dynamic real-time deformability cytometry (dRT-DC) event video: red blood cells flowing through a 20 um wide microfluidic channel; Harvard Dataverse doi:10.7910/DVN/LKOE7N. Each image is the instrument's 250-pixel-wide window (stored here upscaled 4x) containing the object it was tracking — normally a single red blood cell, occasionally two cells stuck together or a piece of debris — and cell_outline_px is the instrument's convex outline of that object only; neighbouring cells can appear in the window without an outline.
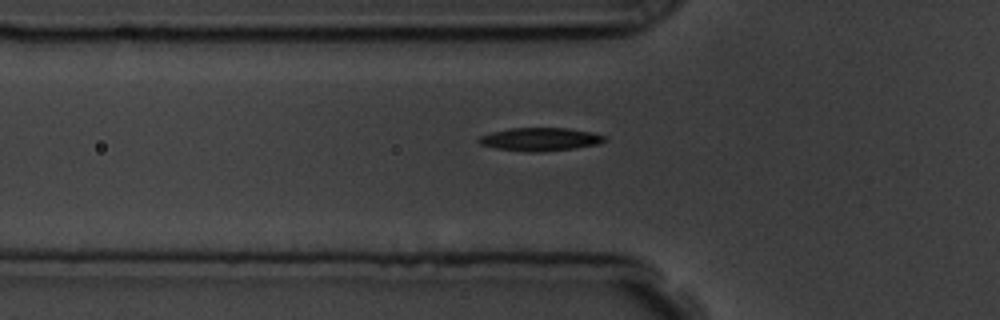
{"species": "common noctule bat (a hibernating species)", "species_latin": "Nyctalus noctula", "temperature_condition": "room temperature", "stored_images_in_passage": 40, "camera_frame_rate_fps": 3000, "um_per_image_px": 0.085, "animal": {"sex": "male", "body_mass_g": 19.5, "forearm_length_mm": 54.6}, "frame": {"image": 1, "passage_image": 3, "time_ms": 0.667, "image_size_px": [1000, 320], "cell_outline_px": [[608, 136], [600, 144], [576, 148], [540, 152], [532, 152], [496, 148], [480, 144], [476, 140], [480, 136], [492, 132], [512, 128], [568, 128], [592, 132]], "centroid_in_image_um": [45.95, 11.84], "position_along_channel_um": 79.9, "area_um2": 16.99}}
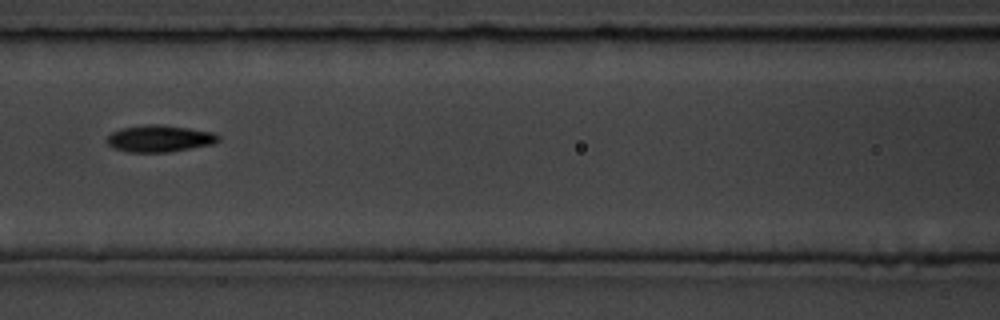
{"frame": {"image": 2, "passage_image": 9, "time_ms": 2.667, "image_size_px": [1000, 320], "cell_outline_px": [[220, 140], [212, 144], [168, 152], [128, 152], [112, 148], [104, 140], [112, 132], [120, 128], [144, 124], [160, 124], [216, 132], [220, 136]], "centroid_in_image_um": [13.54, 11.77], "position_along_channel_um": 153.1, "area_um2": 17.63}}
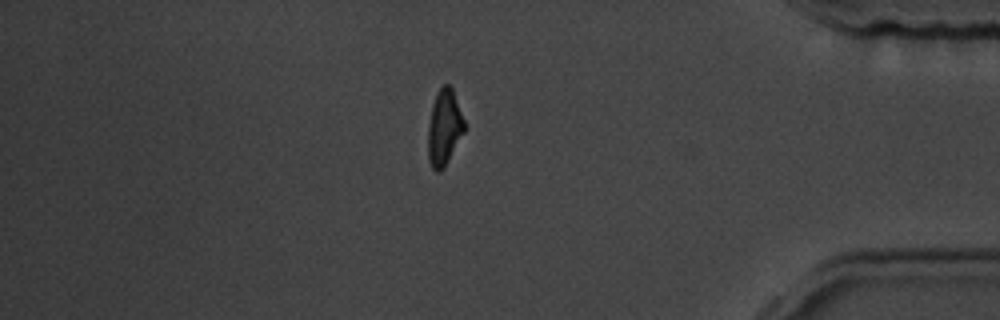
{"frame": {"image": 3, "passage_image": 32, "time_ms": 10.333, "image_size_px": [1000, 320], "cell_outline_px": [[464, 132], [444, 168], [440, 172], [436, 172], [432, 168], [428, 160], [428, 124], [432, 104], [436, 92], [444, 84], [448, 84], [452, 88], [464, 120]], "centroid_in_image_um": [37.74, 10.86], "position_along_channel_um": 397.5, "area_um2": 16.07}, "authors_computed_cell_mechanics": {"area_um2": 16.5308, "velocity_mm_per_s": 3.6245, "shape_relaxation_time_tau1_ms": 2.7195, "shape_relaxation_time_tau2_ms": 4.6142, "deformation_change_tau1": 0.1309, "deformation_change_tau2": 0.1213}}